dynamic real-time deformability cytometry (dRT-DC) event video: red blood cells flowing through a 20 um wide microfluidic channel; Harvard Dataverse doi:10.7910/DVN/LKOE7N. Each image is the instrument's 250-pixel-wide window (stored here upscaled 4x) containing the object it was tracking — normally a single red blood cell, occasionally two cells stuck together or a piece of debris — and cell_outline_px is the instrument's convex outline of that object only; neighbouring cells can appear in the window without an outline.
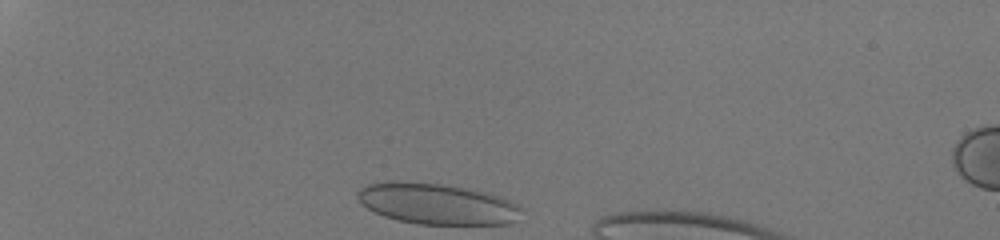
{"species": "human", "species_latin": "Homo sapiens", "temperature_condition": "room temperature", "stored_images_in_passage": 32, "camera_frame_rate_fps": 3000, "um_per_image_px": 0.085, "donor": {"sex": "male"}, "frame": {"image": 1, "passage_image": 1, "time_ms": 0.0, "image_size_px": [1000, 240], "cell_outline_px": [[520, 208], [512, 220], [504, 224], [420, 224], [396, 220], [384, 216], [368, 208], [360, 200], [360, 192], [368, 184], [436, 184], [460, 188], [492, 196], [504, 200]], "centroid_in_image_um": [37.09, 17.39], "position_along_channel_um": 47.9, "area_um2": 36.18}}
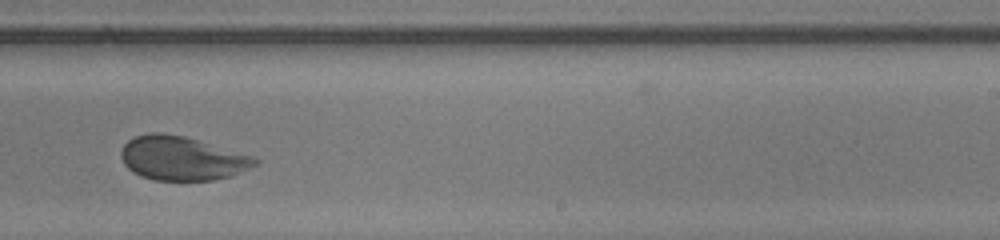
{"frame": {"image": 2, "passage_image": 22, "time_ms": 7.0, "image_size_px": [1000, 240], "cell_outline_px": [[260, 160], [256, 164], [248, 168], [228, 176], [212, 180], [152, 180], [140, 176], [132, 172], [124, 164], [120, 156], [120, 152], [124, 144], [128, 140], [136, 136], [148, 132], [160, 132], [184, 136], [252, 156]], "centroid_in_image_um": [15.39, 13.45], "position_along_channel_um": 273.6, "area_um2": 34.04}}
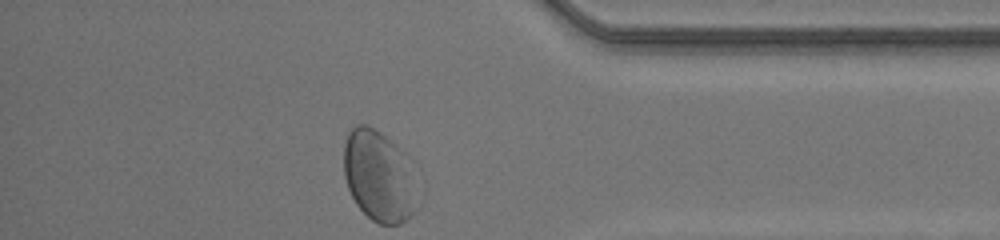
{"frame": {"image": 3, "passage_image": 32, "time_ms": 10.333, "image_size_px": [1000, 240], "cell_outline_px": [[420, 204], [416, 212], [400, 224], [380, 224], [372, 220], [356, 204], [348, 188], [344, 176], [344, 144], [348, 132], [356, 124], [364, 124], [372, 128], [384, 136], [404, 152]], "centroid_in_image_um": [32.2, 15.01], "position_along_channel_um": 403.0, "area_um2": 38.84}}